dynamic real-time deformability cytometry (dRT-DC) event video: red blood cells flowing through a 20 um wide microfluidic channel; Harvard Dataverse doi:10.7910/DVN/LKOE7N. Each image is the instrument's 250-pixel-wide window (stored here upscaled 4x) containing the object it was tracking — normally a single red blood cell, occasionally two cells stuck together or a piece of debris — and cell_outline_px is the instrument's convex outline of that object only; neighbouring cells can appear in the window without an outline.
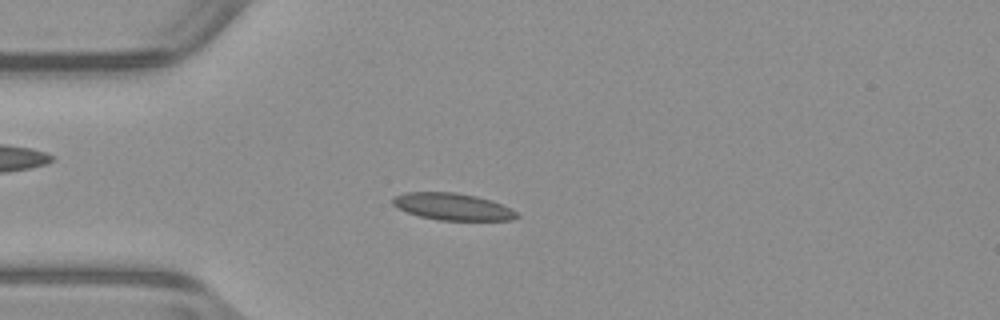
{"species": "common noctule bat (a hibernating species)", "species_latin": "Nyctalus noctula", "temperature_condition": "warm", "stored_images_in_passage": 39, "camera_frame_rate_fps": 3000, "um_per_image_px": 0.085, "animal": {"sex": "male", "body_mass_g": 23.1, "forearm_length_mm": 52.7}, "frame": {"image": 1, "passage_image": 1, "time_ms": 0.0, "image_size_px": [1000, 320], "cell_outline_px": [[520, 216], [512, 220], [436, 220], [420, 216], [396, 208], [392, 204], [392, 196], [404, 192], [456, 192], [476, 196], [492, 200], [516, 212]], "centroid_in_image_um": [38.42, 17.56], "position_along_channel_um": 46.6, "area_um2": 19.54}}
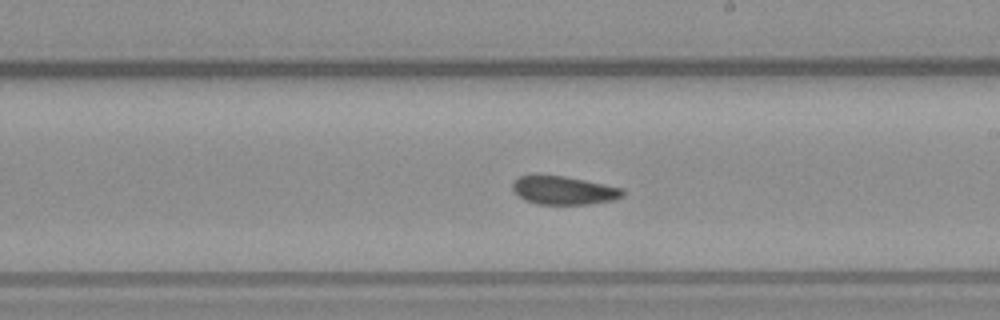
{"frame": {"image": 2, "passage_image": 17, "time_ms": 5.333, "image_size_px": [1000, 320], "cell_outline_px": [[624, 196], [612, 200], [588, 204], [536, 204], [524, 200], [512, 188], [512, 184], [520, 176], [564, 176], [624, 188]], "centroid_in_image_um": [47.95, 16.19], "position_along_channel_um": 241.0, "area_um2": 17.92}}
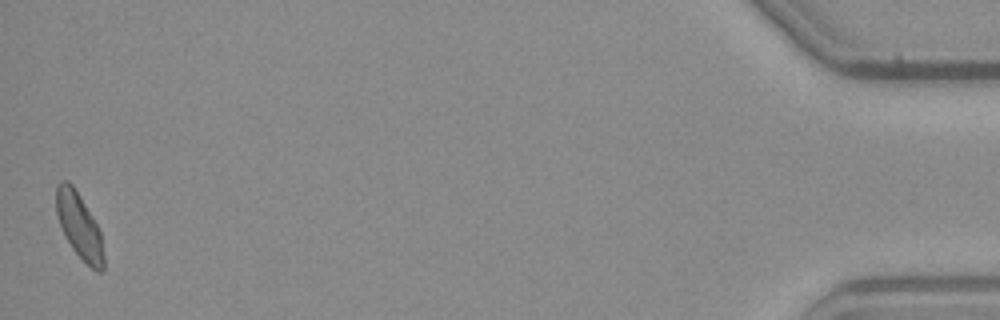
{"frame": {"image": 3, "passage_image": 39, "time_ms": 12.667, "image_size_px": [1000, 320], "cell_outline_px": [[104, 268], [100, 272], [96, 272], [72, 248], [60, 224], [56, 212], [56, 184], [60, 180], [68, 180], [72, 184], [92, 216], [100, 232], [104, 256]], "centroid_in_image_um": [6.73, 19.17], "position_along_channel_um": 428.5, "area_um2": 17.69}, "authors_computed_cell_mechanics": {"area_um2": 18.6694, "velocity_mm_per_s": 3.9259, "shape_relaxation_time_tau1_ms": null, "shape_relaxation_time_tau2_ms": 1.9706, "deformation_change_tau1": null, "deformation_change_tau2": 0.0812}}